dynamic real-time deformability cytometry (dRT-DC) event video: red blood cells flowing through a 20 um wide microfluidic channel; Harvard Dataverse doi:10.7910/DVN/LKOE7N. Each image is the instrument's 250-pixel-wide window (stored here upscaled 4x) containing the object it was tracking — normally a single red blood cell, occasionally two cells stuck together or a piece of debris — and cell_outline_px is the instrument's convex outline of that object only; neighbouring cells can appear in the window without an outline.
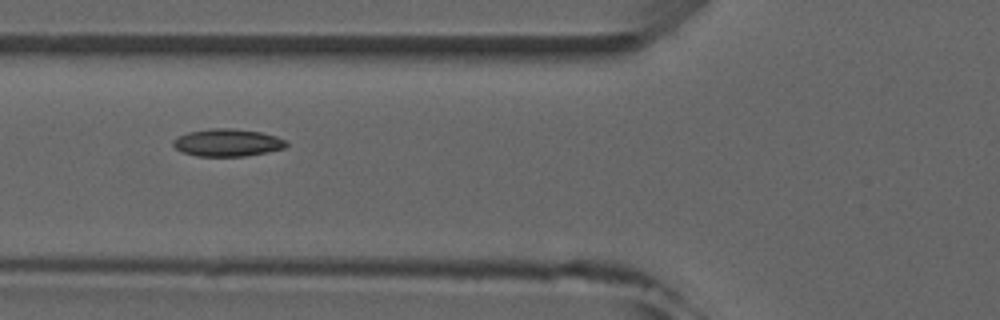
{"species": "common noctule bat (a hibernating species)", "species_latin": "Nyctalus noctula", "temperature_condition": "room temperature", "stored_images_in_passage": 6, "camera_frame_rate_fps": 3000, "um_per_image_px": 0.085, "animal": {"sex": "male", "forearm_length_mm": 52.5}, "frame": {"image": 1, "passage_image": 5, "time_ms": 5.333, "image_size_px": [1000, 320], "cell_outline_px": [[288, 144], [284, 148], [268, 152], [244, 156], [196, 156], [184, 152], [176, 148], [172, 144], [172, 140], [188, 132], [212, 128], [232, 128], [260, 132], [276, 136], [284, 140]], "centroid_in_image_um": [19.33, 12.12], "position_along_channel_um": 106.5, "area_um2": 17.98}}
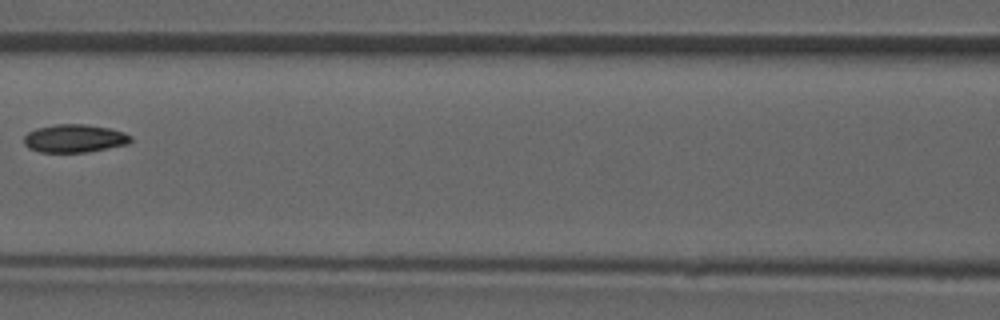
{"frame": {"image": 2, "passage_image": 6, "time_ms": 6.667, "image_size_px": [1000, 320], "cell_outline_px": [[132, 140], [128, 144], [88, 152], [40, 152], [28, 148], [24, 144], [24, 136], [28, 132], [36, 128], [56, 124], [88, 124], [108, 128], [124, 132], [132, 136]], "centroid_in_image_um": [6.33, 11.76], "position_along_channel_um": 160.3, "area_um2": 17.57}}